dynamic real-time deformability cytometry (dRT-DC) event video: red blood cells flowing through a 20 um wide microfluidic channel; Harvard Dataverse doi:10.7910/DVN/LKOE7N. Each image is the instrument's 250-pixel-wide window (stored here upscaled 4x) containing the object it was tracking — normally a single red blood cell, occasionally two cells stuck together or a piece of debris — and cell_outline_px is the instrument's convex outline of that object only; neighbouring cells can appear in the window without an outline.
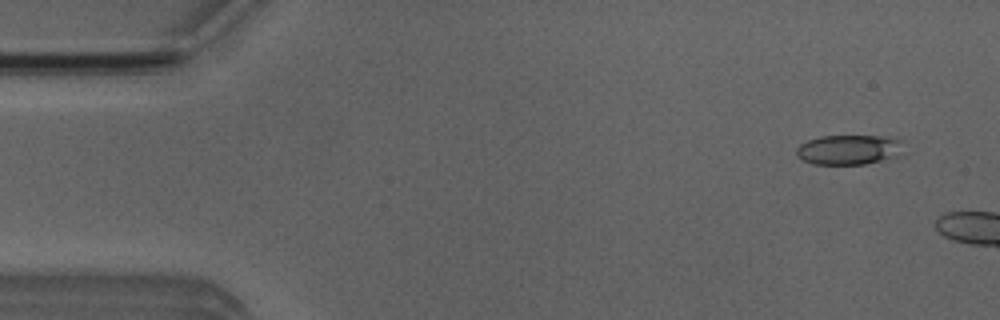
{"species": "Egyptian fruit bat (a non-hibernating species)", "species_latin": "Rousettus aegyptiacus", "temperature_condition": "room temperature", "stored_images_in_passage": 4, "camera_frame_rate_fps": 3000, "um_per_image_px": 0.085, "animal": {"sex": "male"}, "frame": {"image": 1, "passage_image": 1, "time_ms": 0.0, "image_size_px": [1000, 320], "cell_outline_px": [[900, 140], [896, 156], [864, 164], [812, 164], [796, 156], [796, 148], [800, 144], [808, 140], [820, 136], [888, 136]], "centroid_in_image_um": [72.04, 12.72], "position_along_channel_um": 13.0, "area_um2": 18.21}}